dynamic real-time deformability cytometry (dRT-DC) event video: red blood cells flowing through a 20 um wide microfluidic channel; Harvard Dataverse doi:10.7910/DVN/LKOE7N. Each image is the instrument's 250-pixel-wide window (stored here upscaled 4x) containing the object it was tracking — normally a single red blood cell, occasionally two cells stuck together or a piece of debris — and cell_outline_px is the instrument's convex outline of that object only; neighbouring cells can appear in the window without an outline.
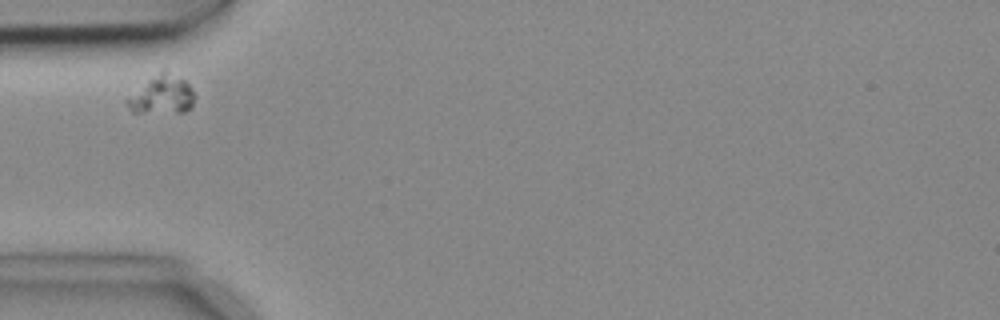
{"species": "common noctule bat (a hibernating species)", "species_latin": "Nyctalus noctula", "temperature_condition": "cold", "stored_images_in_passage": 2, "camera_frame_rate_fps": 3000, "um_per_image_px": 0.085, "animal": {"sex": "female", "body_mass_g": 18.4}, "frame": {"image": 1, "passage_image": 1, "time_ms": 0.0, "image_size_px": [1000, 320], "cell_outline_px": [[196, 96], [192, 108], [184, 112], [132, 112], [128, 108], [124, 100], [148, 80], [164, 68], [184, 80], [188, 84]], "centroid_in_image_um": [13.78, 8.07], "position_along_channel_um": 71.2, "area_um2": 15.14}}
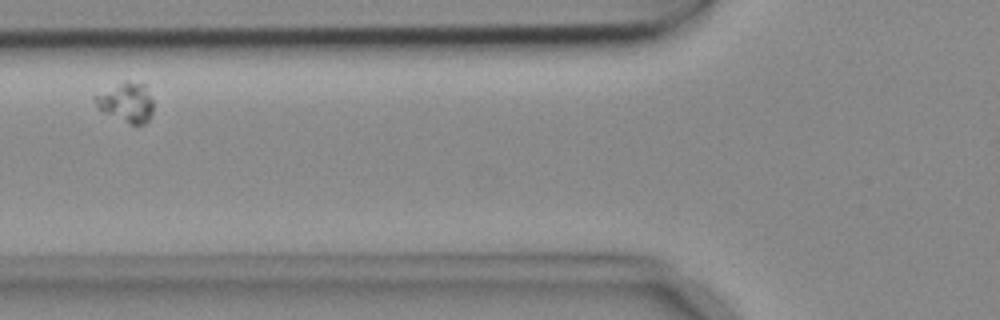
{"frame": {"image": 2, "passage_image": 2, "time_ms": 0.333, "image_size_px": [1000, 320], "cell_outline_px": [[152, 112], [148, 120], [144, 124], [128, 124], [96, 108], [92, 96], [124, 80], [128, 80], [144, 84], [152, 100]], "centroid_in_image_um": [10.69, 8.69], "position_along_channel_um": 115.1, "area_um2": 13.53}}